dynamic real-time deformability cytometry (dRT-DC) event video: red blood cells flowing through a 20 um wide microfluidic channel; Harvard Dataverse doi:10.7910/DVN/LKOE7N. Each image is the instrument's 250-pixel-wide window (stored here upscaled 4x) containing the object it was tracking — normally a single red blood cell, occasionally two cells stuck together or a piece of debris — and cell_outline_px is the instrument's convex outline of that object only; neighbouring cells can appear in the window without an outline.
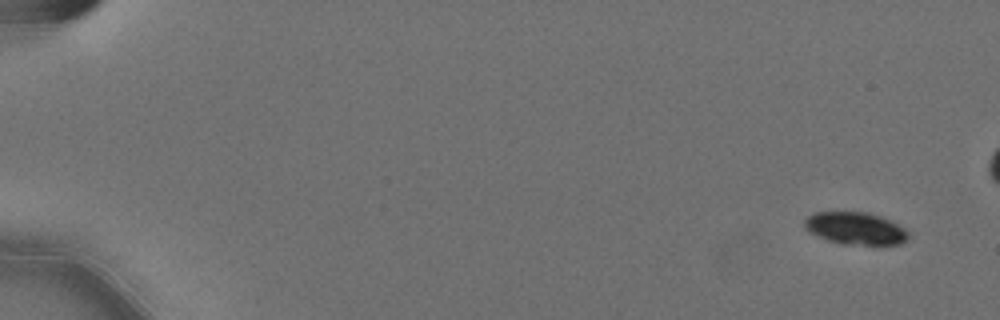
{"species": "Egyptian fruit bat (a non-hibernating species)", "species_latin": "Rousettus aegyptiacus", "temperature_condition": "cold", "stored_images_in_passage": 57, "camera_frame_rate_fps": 3000, "um_per_image_px": 0.085, "animal": {"sex": "female"}, "frame": {"image": 1, "passage_image": 1, "time_ms": 0.0, "image_size_px": [1000, 320], "cell_outline_px": [[908, 240], [900, 244], [844, 244], [828, 240], [804, 228], [804, 220], [812, 212], [868, 212], [880, 216], [904, 228], [908, 232]], "centroid_in_image_um": [72.71, 19.4], "position_along_channel_um": 12.3, "area_um2": 19.31}}
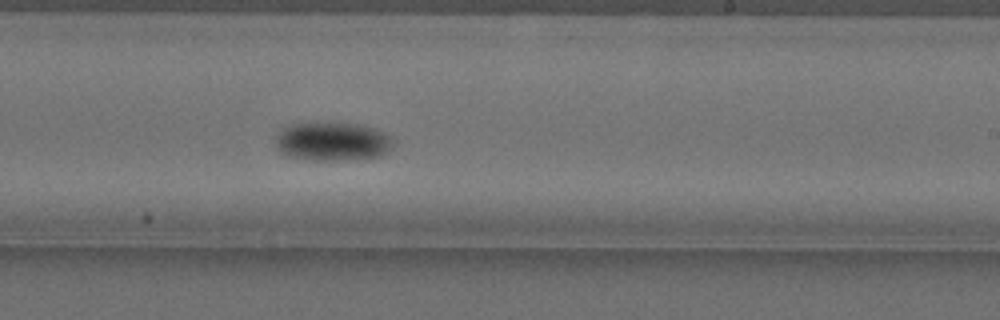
{"frame": {"image": 2, "passage_image": 35, "time_ms": 11.333, "image_size_px": [1000, 320], "cell_outline_px": [[392, 148], [380, 156], [336, 160], [312, 160], [284, 156], [276, 148], [276, 136], [284, 128], [292, 124], [312, 120], [356, 124], [372, 128], [384, 132], [392, 140]], "centroid_in_image_um": [28.18, 12.0], "position_along_channel_um": 260.8, "area_um2": 26.88}}
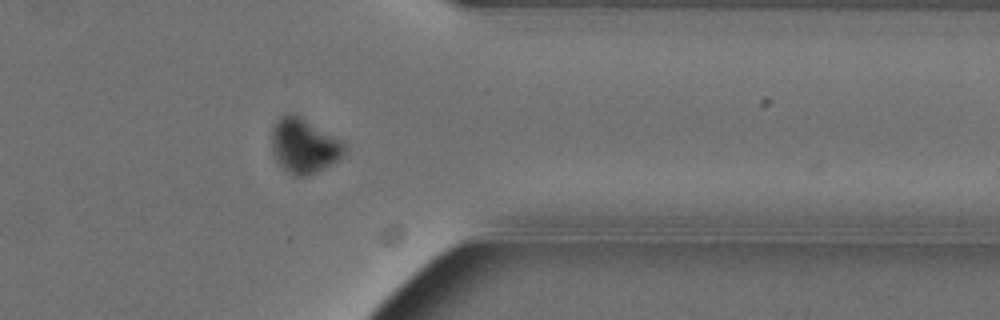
{"frame": {"image": 3, "passage_image": 46, "time_ms": 15.0, "image_size_px": [1000, 320], "cell_outline_px": [[344, 152], [332, 164], [308, 176], [296, 176], [284, 172], [276, 160], [272, 152], [272, 128], [276, 120], [280, 116], [288, 112], [304, 120], [340, 140], [344, 144]], "centroid_in_image_um": [25.76, 12.43], "position_along_channel_um": 385.6, "area_um2": 22.72}, "authors_computed_cell_mechanics": {"area_um2": 23.698, "velocity_mm_per_s": 3.5663, "shape_relaxation_time_tau1_ms": 3.1065, "shape_relaxation_time_tau2_ms": null, "deformation_change_tau1": 0.0761, "deformation_change_tau2": null}}